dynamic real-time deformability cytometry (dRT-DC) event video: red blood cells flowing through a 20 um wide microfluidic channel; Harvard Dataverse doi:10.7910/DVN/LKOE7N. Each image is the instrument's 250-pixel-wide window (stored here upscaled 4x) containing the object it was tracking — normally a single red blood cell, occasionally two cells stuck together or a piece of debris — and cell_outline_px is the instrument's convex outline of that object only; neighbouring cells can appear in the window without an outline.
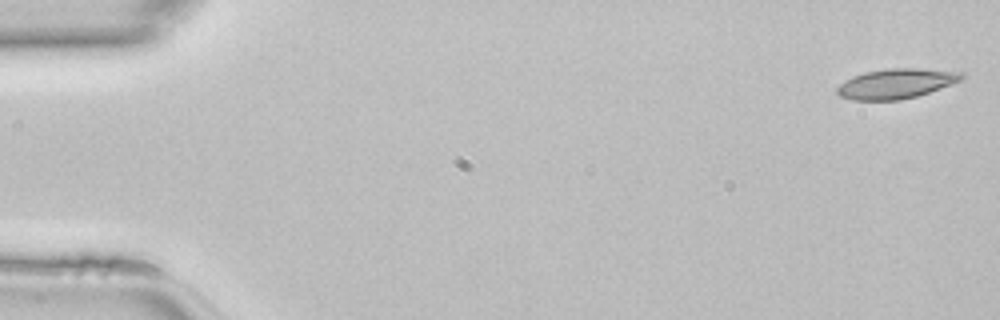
{"species": "common noctule bat (a hibernating species)", "species_latin": "Nyctalus noctula", "temperature_condition": "room temperature", "stored_images_in_passage": 14, "camera_frame_rate_fps": 3000, "um_per_image_px": 0.085, "animal": {"sex": "female", "body_mass_g": 22.7, "forearm_length_mm": 54.2}, "frame": {"image": 1, "passage_image": 1, "time_ms": 0.0, "image_size_px": [1000, 320], "cell_outline_px": [[964, 76], [960, 80], [940, 88], [916, 96], [900, 100], [852, 100], [840, 96], [836, 92], [836, 88], [844, 80], [852, 76], [864, 72], [888, 68], [916, 68], [964, 72]], "centroid_in_image_um": [76.12, 7.1], "position_along_channel_um": 8.9, "area_um2": 21.62}}
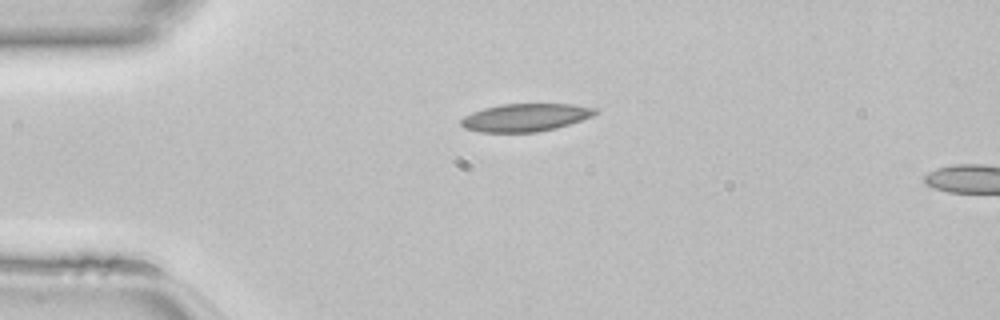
{"frame": {"image": 2, "passage_image": 11, "time_ms": 3.333, "image_size_px": [1000, 320], "cell_outline_px": [[596, 112], [592, 116], [556, 128], [536, 132], [480, 132], [464, 128], [460, 124], [460, 120], [464, 116], [472, 112], [484, 108], [500, 104], [572, 104], [596, 108]], "centroid_in_image_um": [44.61, 9.98], "position_along_channel_um": 40.4, "area_um2": 21.62}}